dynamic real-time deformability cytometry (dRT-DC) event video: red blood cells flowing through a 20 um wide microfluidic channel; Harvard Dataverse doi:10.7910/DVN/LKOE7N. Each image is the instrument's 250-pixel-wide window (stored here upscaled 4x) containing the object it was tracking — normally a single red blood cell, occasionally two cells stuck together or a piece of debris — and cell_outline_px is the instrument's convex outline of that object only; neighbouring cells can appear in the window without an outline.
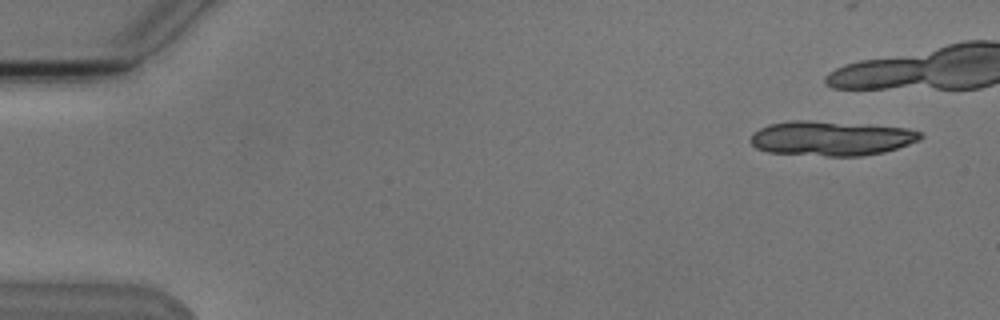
{"species": "Egyptian fruit bat (a non-hibernating species)", "species_latin": "Rousettus aegyptiacus", "temperature_condition": "cold", "stored_images_in_passage": 8, "camera_frame_rate_fps": 3000, "um_per_image_px": 0.085, "animal": {"sex": "male"}, "frame": {"image": 1, "passage_image": 1, "time_ms": 0.0, "image_size_px": [1000, 320], "cell_outline_px": [[924, 136], [920, 140], [884, 152], [864, 156], [824, 156], [768, 152], [756, 148], [752, 144], [752, 132], [768, 124], [792, 120], [808, 120], [908, 128], [920, 132]], "centroid_in_image_um": [70.64, 11.76], "position_along_channel_um": 14.4, "area_um2": 34.28}}